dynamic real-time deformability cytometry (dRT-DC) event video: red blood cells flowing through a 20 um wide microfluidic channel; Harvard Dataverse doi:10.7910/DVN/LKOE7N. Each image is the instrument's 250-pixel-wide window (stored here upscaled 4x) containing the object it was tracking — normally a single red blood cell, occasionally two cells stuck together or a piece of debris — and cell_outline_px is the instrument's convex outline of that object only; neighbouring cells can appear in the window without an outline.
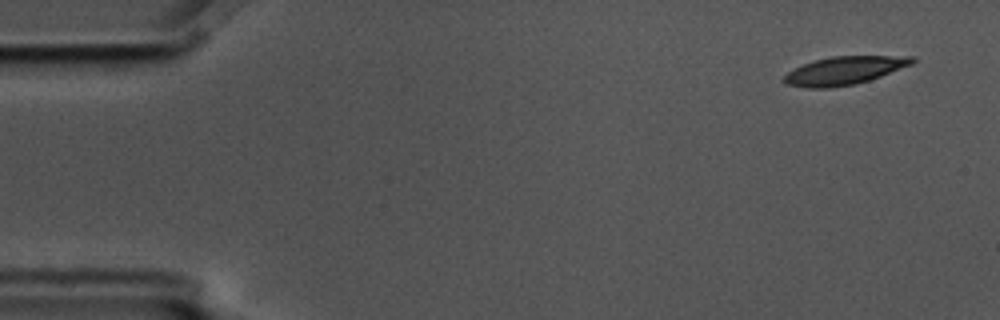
{"species": "common noctule bat (a hibernating species)", "species_latin": "Nyctalus noctula", "temperature_condition": "cold", "stored_images_in_passage": 7, "camera_frame_rate_fps": 3000, "um_per_image_px": 0.085, "animal": {"sex": "male", "body_mass_g": 17.5, "forearm_length_mm": 52.3}, "frame": {"image": 1, "passage_image": 1, "time_ms": 0.0, "image_size_px": [1000, 320], "cell_outline_px": [[916, 60], [912, 64], [880, 76], [856, 84], [828, 88], [808, 88], [788, 84], [780, 80], [788, 72], [804, 64], [816, 60], [832, 56], [916, 56]], "centroid_in_image_um": [71.77, 6.0], "position_along_channel_um": 13.2, "area_um2": 20.81}}
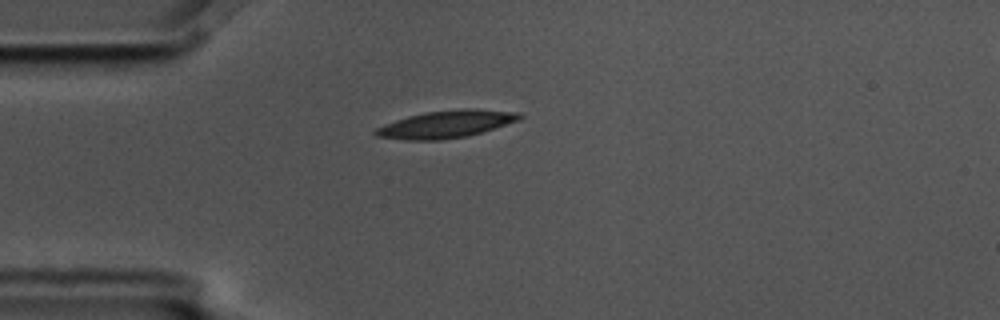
{"frame": {"image": 2, "passage_image": 4, "time_ms": 1.0, "image_size_px": [1000, 320], "cell_outline_px": [[524, 116], [520, 120], [468, 136], [440, 140], [404, 140], [376, 136], [372, 132], [376, 128], [384, 124], [408, 116], [424, 112], [460, 108], [476, 108], [520, 112]], "centroid_in_image_um": [37.94, 10.54], "position_along_channel_um": 47.1, "area_um2": 23.24}}